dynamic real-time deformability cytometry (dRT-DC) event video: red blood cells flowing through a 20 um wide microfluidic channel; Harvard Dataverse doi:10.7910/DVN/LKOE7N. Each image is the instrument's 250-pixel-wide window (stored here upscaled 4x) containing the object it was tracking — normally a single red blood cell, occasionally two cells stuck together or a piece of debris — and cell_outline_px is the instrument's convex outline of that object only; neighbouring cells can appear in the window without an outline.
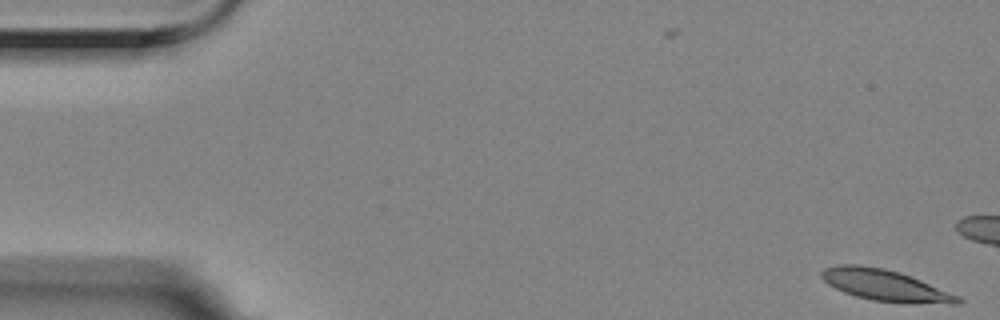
{"species": "Egyptian fruit bat (a non-hibernating species)", "species_latin": "Rousettus aegyptiacus", "temperature_condition": "room temperature", "stored_images_in_passage": 3, "camera_frame_rate_fps": 3000, "um_per_image_px": 0.085, "animal": {"sex": "female"}, "frame": {"image": 1, "passage_image": 1, "time_ms": 0.0, "image_size_px": [1000, 320], "cell_outline_px": [[964, 304], [908, 304], [872, 300], [856, 296], [844, 292], [828, 284], [820, 276], [820, 272], [824, 268], [840, 264], [860, 264], [884, 268], [900, 272], [912, 276], [960, 296], [964, 300]], "centroid_in_image_um": [75.31, 24.26], "position_along_channel_um": 9.7, "area_um2": 25.37}}